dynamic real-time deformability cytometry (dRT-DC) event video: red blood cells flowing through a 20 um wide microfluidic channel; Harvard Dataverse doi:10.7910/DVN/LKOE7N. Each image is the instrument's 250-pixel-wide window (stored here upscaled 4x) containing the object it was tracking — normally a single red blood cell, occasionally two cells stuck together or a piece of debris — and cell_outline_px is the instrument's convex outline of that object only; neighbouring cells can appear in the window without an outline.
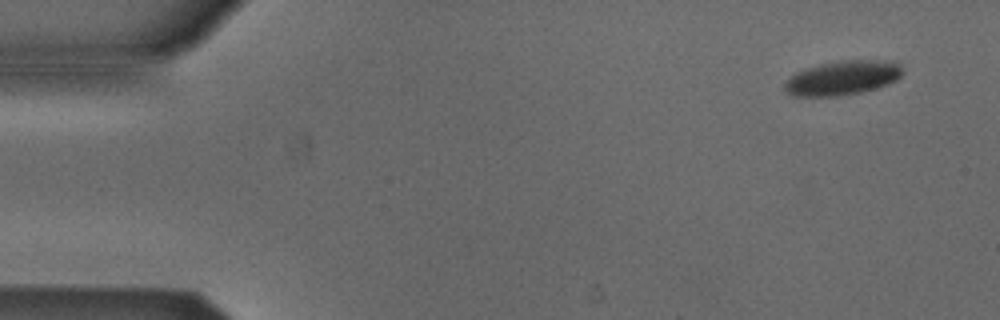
{"species": "Egyptian fruit bat (a non-hibernating species)", "species_latin": "Rousettus aegyptiacus", "temperature_condition": "cold", "stored_images_in_passage": 50, "camera_frame_rate_fps": 3000, "um_per_image_px": 0.085, "animal": {"sex": "male"}, "frame": {"image": 1, "passage_image": 1, "time_ms": 0.0, "image_size_px": [1000, 320], "cell_outline_px": [[904, 72], [896, 80], [888, 84], [876, 88], [860, 92], [840, 96], [792, 96], [784, 88], [784, 84], [796, 72], [804, 68], [820, 64], [844, 60], [896, 60], [900, 64]], "centroid_in_image_um": [71.66, 6.61], "position_along_channel_um": 13.3, "area_um2": 23.7}}
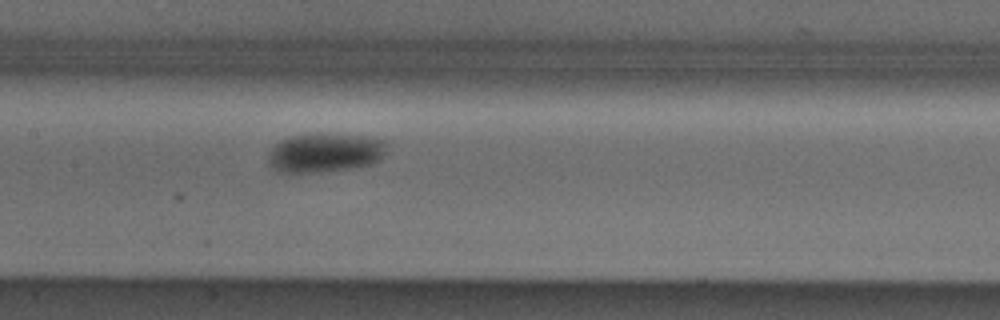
{"frame": {"image": 2, "passage_image": 23, "time_ms": 7.333, "image_size_px": [1000, 320], "cell_outline_px": [[388, 144], [380, 160], [372, 164], [352, 168], [320, 172], [280, 172], [268, 160], [272, 148], [280, 140], [288, 136], [308, 132], [320, 132], [364, 136], [384, 140]], "centroid_in_image_um": [27.65, 12.94], "position_along_channel_um": 179.7, "area_um2": 27.34}}
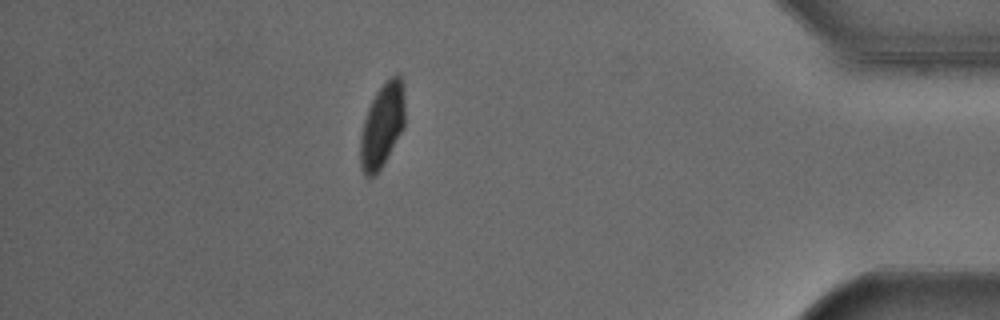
{"frame": {"image": 3, "passage_image": 44, "time_ms": 14.333, "image_size_px": [1000, 320], "cell_outline_px": [[404, 128], [380, 168], [372, 176], [364, 176], [360, 168], [360, 136], [364, 120], [368, 108], [376, 92], [396, 72], [400, 72], [404, 84]], "centroid_in_image_um": [32.49, 10.62], "position_along_channel_um": 402.7, "area_um2": 21.79}, "authors_computed_cell_mechanics": {"area_um2": 24.7673, "velocity_mm_per_s": 3.8467, "shape_relaxation_time_tau1_ms": 2.9374, "shape_relaxation_time_tau2_ms": null, "deformation_change_tau1": 0.083, "deformation_change_tau2": null}}